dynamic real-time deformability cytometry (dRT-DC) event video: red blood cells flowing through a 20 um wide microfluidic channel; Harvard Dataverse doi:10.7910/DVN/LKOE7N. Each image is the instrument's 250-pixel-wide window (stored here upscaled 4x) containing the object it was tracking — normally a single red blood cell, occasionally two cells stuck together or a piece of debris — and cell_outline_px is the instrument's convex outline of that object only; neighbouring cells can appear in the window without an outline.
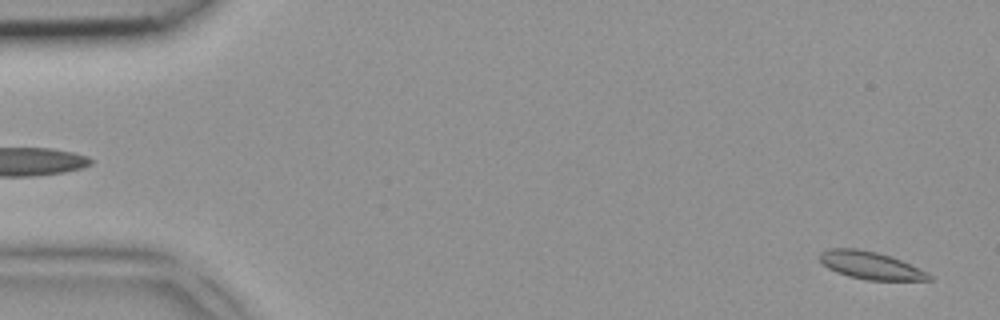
{"species": "common noctule bat (a hibernating species)", "species_latin": "Nyctalus noctula", "temperature_condition": "room temperature", "stored_images_in_passage": 4, "segment_of_instrument_passage": [2, 2], "camera_frame_rate_fps": 3000, "um_per_image_px": 0.085, "animal": {"sex": "female", "body_mass_g": 18.4}, "frame": {"image": 1, "passage_image": 4, "time_ms": 1.0, "image_size_px": [1000, 320], "cell_outline_px": [[932, 280], [868, 280], [848, 276], [836, 272], [828, 268], [820, 260], [820, 252], [832, 248], [856, 248], [876, 252], [892, 256], [928, 272], [932, 276]], "centroid_in_image_um": [74.02, 22.56], "position_along_channel_um": 11.0, "area_um2": 17.51}}